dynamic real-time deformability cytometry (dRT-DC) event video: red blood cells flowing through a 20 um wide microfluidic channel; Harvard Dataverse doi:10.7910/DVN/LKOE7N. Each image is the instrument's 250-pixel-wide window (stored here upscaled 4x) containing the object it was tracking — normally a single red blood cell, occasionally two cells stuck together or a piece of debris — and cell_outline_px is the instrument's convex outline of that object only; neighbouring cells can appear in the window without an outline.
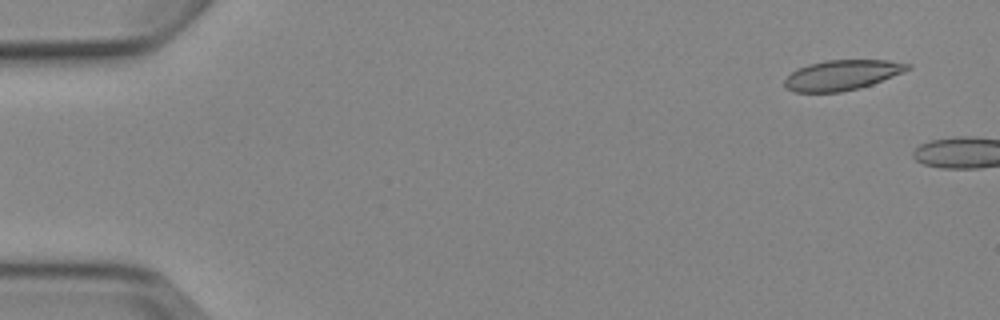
{"species": "Egyptian fruit bat (a non-hibernating species)", "species_latin": "Rousettus aegyptiacus", "temperature_condition": "cold", "stored_images_in_passage": 3, "camera_frame_rate_fps": 3000, "um_per_image_px": 0.085, "animal": {"sex": "female"}, "frame": {"image": 1, "passage_image": 1, "time_ms": 0.0, "image_size_px": [1000, 320], "cell_outline_px": [[912, 68], [904, 72], [872, 84], [860, 88], [840, 92], [792, 92], [784, 88], [784, 80], [792, 72], [808, 64], [824, 60], [888, 60], [912, 64]], "centroid_in_image_um": [71.58, 6.38], "position_along_channel_um": 13.4, "area_um2": 21.73}}